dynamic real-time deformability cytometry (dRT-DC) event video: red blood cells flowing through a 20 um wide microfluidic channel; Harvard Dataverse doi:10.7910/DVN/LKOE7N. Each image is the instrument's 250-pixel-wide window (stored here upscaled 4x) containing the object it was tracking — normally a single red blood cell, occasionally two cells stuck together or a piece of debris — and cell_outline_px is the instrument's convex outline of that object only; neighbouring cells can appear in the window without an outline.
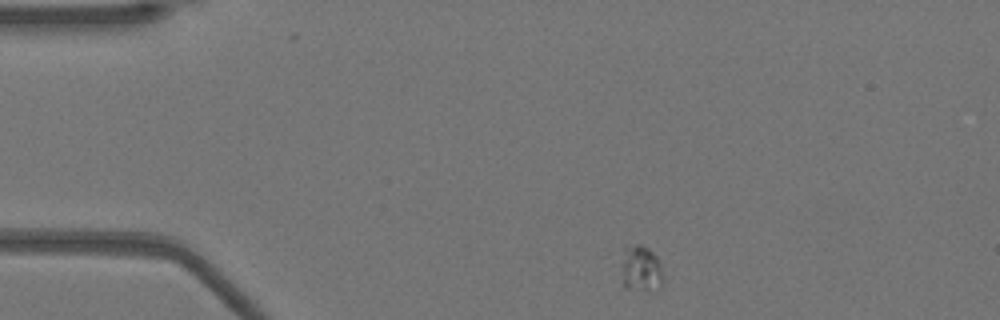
{"species": "Egyptian fruit bat (a non-hibernating species)", "species_latin": "Rousettus aegyptiacus", "temperature_condition": "warm", "stored_images_in_passage": 45, "camera_frame_rate_fps": 3000, "um_per_image_px": 0.085, "animal": {"sex": "female"}, "frame": {"image": 1, "passage_image": 1, "time_ms": 0.0, "image_size_px": [1000, 320], "cell_outline_px": [[664, 280], [660, 288], [624, 288], [624, 244], [640, 244], [648, 248], [656, 256], [660, 264]], "centroid_in_image_um": [54.52, 22.78], "position_along_channel_um": 30.5, "area_um2": 10.75}}
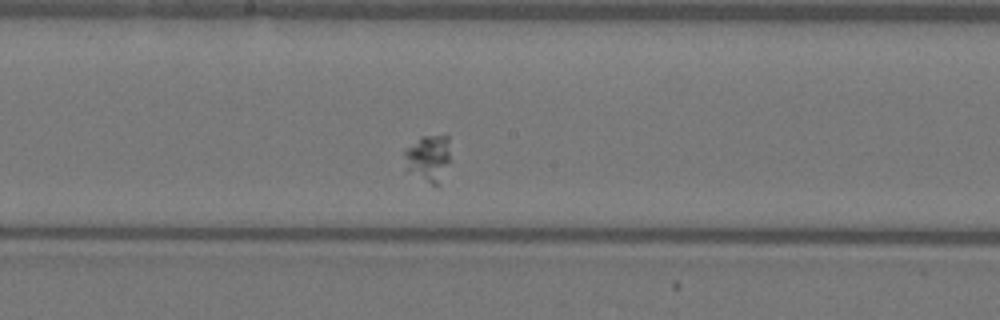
{"frame": {"image": 2, "passage_image": 20, "time_ms": 6.333, "image_size_px": [1000, 320], "cell_outline_px": [[448, 160], [436, 188], [408, 168], [404, 152], [404, 148], [420, 136], [448, 136]], "centroid_in_image_um": [36.38, 13.38], "position_along_channel_um": 211.8, "area_um2": 11.79}}
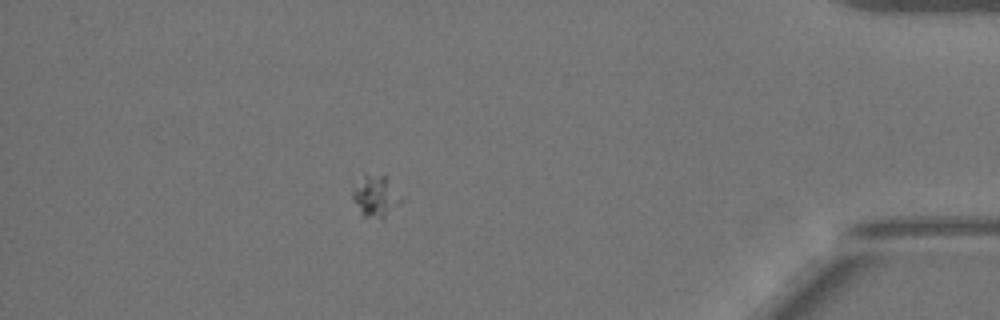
{"frame": {"image": 3, "passage_image": 39, "time_ms": 12.667, "image_size_px": [1000, 320], "cell_outline_px": [[404, 200], [384, 220], [380, 220], [364, 216], [352, 196], [352, 192], [364, 176], [384, 176]], "centroid_in_image_um": [31.99, 16.77], "position_along_channel_um": 403.2, "area_um2": 11.21}}